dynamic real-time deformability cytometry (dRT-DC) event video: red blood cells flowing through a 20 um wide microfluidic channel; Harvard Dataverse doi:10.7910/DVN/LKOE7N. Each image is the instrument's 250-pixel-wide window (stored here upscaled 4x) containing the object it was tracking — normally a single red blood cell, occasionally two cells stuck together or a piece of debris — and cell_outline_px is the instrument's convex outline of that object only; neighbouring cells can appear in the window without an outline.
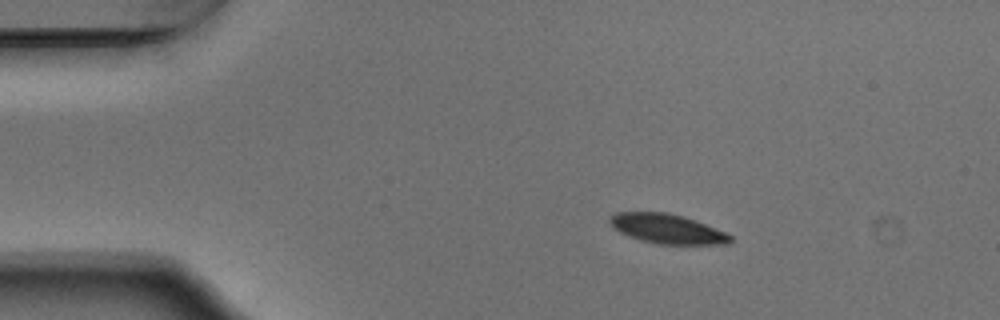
{"species": "Egyptian fruit bat (a non-hibernating species)", "species_latin": "Rousettus aegyptiacus", "temperature_condition": "warm", "stored_images_in_passage": 46, "camera_frame_rate_fps": 3000, "um_per_image_px": 0.085, "animal": {"sex": "male"}, "frame": {"image": 1, "passage_image": 1, "time_ms": 0.0, "image_size_px": [1000, 320], "cell_outline_px": [[732, 240], [696, 244], [676, 244], [652, 240], [636, 236], [624, 232], [616, 228], [612, 224], [612, 216], [624, 212], [656, 212], [676, 216], [700, 224], [720, 232], [728, 236]], "centroid_in_image_um": [56.62, 19.42], "position_along_channel_um": 28.4, "area_um2": 17.8}}
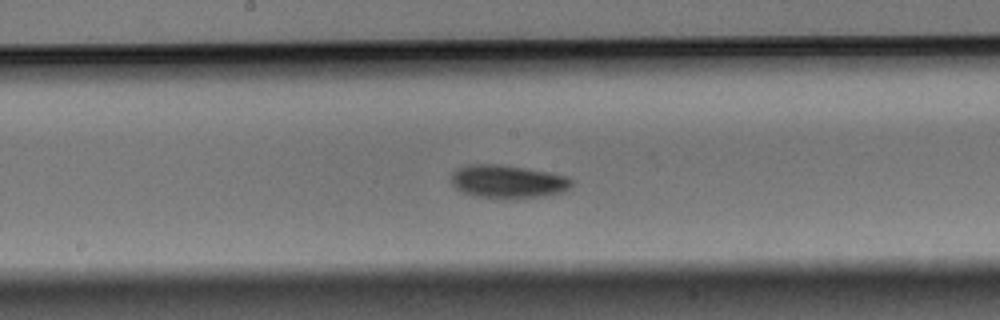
{"frame": {"image": 2, "passage_image": 20, "time_ms": 6.333, "image_size_px": [1000, 320], "cell_outline_px": [[568, 184], [560, 188], [544, 192], [476, 192], [464, 188], [456, 180], [456, 176], [464, 168], [512, 168], [536, 172], [556, 176], [568, 180]], "centroid_in_image_um": [43.18, 15.35], "position_along_channel_um": 205.0, "area_um2": 15.9}}
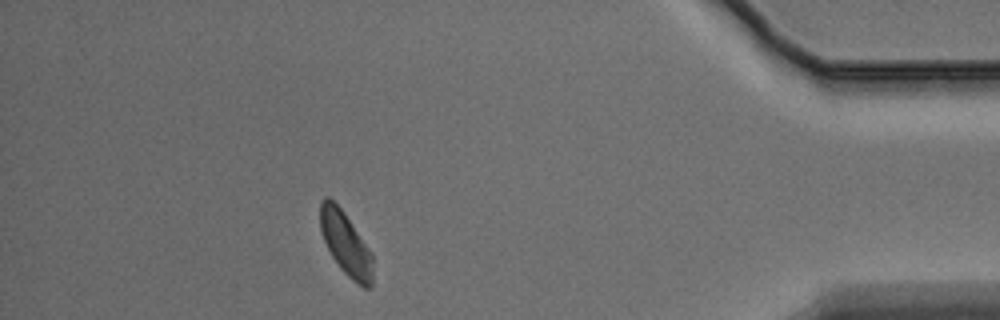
{"frame": {"image": 3, "passage_image": 40, "time_ms": 13.0, "image_size_px": [1000, 320], "cell_outline_px": [[372, 284], [368, 288], [364, 288], [336, 260], [328, 248], [324, 240], [320, 228], [320, 204], [324, 200], [332, 200], [340, 208], [372, 256]], "centroid_in_image_um": [29.37, 20.69], "position_along_channel_um": 405.8, "area_um2": 17.69}, "authors_computed_cell_mechanics": {"area_um2": 17.051, "velocity_mm_per_s": 3.7204, "shape_relaxation_time_tau1_ms": 7.7792, "shape_relaxation_time_tau2_ms": null, "deformation_change_tau1": 0.1347, "deformation_change_tau2": null}}